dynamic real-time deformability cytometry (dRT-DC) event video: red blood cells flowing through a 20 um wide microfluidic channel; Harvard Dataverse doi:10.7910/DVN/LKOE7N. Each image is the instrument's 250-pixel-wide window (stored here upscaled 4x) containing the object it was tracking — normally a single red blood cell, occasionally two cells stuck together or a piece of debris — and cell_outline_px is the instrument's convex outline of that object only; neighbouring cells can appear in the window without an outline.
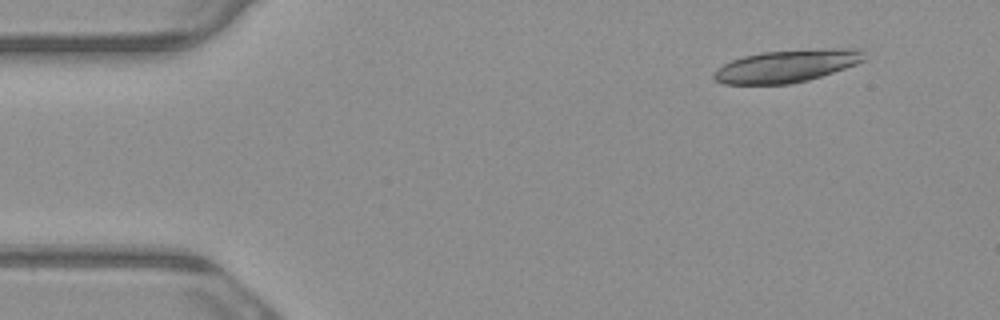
{"species": "common noctule bat (a hibernating species)", "species_latin": "Nyctalus noctula", "temperature_condition": "warm", "stored_images_in_passage": 5, "camera_frame_rate_fps": 3000, "um_per_image_px": 0.085, "animal": {"sex": "male", "body_mass_g": 23.1, "forearm_length_mm": 52.7}, "frame": {"image": 1, "passage_image": 2, "time_ms": 0.333, "image_size_px": [1000, 320], "cell_outline_px": [[864, 60], [856, 64], [808, 80], [788, 84], [724, 84], [716, 80], [712, 76], [716, 68], [732, 60], [744, 56], [764, 52], [816, 48], [856, 48], [864, 52]], "centroid_in_image_um": [66.87, 5.6], "position_along_channel_um": 18.1, "area_um2": 28.38}}